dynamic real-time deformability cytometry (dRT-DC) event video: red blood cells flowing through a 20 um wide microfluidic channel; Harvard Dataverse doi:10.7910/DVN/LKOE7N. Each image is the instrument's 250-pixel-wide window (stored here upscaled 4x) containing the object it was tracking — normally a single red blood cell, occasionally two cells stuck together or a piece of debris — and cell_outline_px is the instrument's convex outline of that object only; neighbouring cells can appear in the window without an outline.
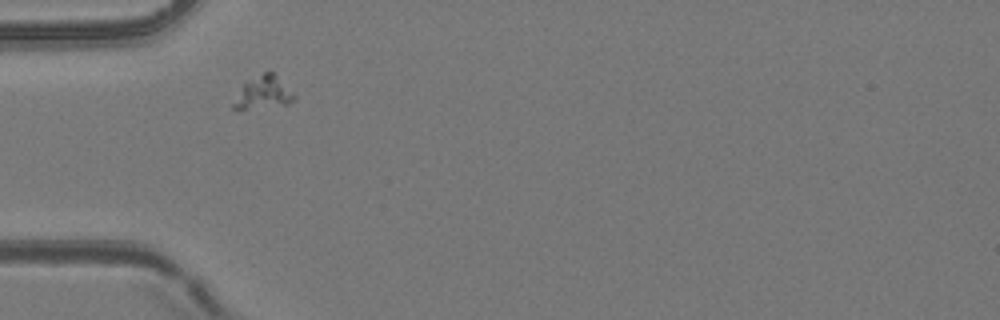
{"species": "common noctule bat (a hibernating species)", "species_latin": "Nyctalus noctula", "temperature_condition": "room temperature", "stored_images_in_passage": 2, "camera_frame_rate_fps": 3000, "um_per_image_px": 0.085, "animal": {"sex": "female", "body_mass_g": 24.6, "forearm_length_mm": 56.2}, "frame": {"image": 1, "passage_image": 1, "time_ms": 0.0, "image_size_px": [1000, 320], "cell_outline_px": [[296, 96], [288, 104], [236, 112], [232, 108], [232, 104], [244, 80], [264, 72], [272, 72]], "centroid_in_image_um": [22.27, 7.92], "position_along_channel_um": 62.7, "area_um2": 11.85}}